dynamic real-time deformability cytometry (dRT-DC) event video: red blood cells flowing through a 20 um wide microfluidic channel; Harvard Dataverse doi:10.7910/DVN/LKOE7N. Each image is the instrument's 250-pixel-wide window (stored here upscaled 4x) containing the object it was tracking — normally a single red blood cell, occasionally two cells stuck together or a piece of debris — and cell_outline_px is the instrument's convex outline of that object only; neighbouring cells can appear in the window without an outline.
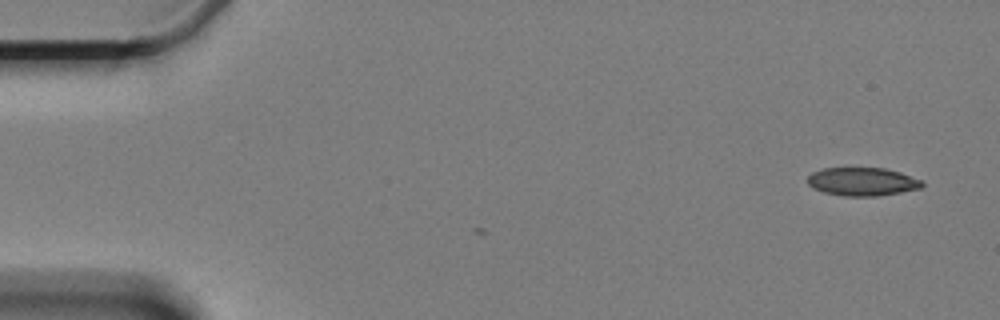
{"species": "Egyptian fruit bat (a non-hibernating species)", "species_latin": "Rousettus aegyptiacus", "temperature_condition": "cold", "stored_images_in_passage": 4, "camera_frame_rate_fps": 3000, "um_per_image_px": 0.085, "animal": {"sex": "female"}, "frame": {"image": 1, "passage_image": 1, "time_ms": 0.0, "image_size_px": [1000, 320], "cell_outline_px": [[924, 184], [920, 188], [900, 192], [876, 196], [844, 196], [824, 192], [812, 188], [808, 184], [808, 176], [812, 172], [824, 168], [884, 168], [900, 172], [920, 180]], "centroid_in_image_um": [73.26, 15.44], "position_along_channel_um": 11.7, "area_um2": 18.73}}